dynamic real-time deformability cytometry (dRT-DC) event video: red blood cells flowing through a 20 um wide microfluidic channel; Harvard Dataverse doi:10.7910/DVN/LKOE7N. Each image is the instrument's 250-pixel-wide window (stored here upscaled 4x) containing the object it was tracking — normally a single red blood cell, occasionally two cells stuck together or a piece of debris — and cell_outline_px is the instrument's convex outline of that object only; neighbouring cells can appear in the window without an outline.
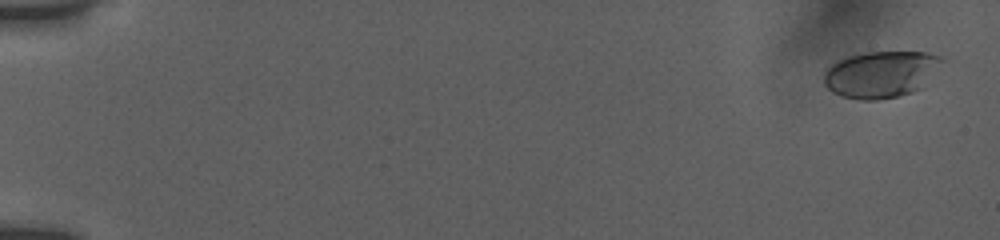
{"species": "human", "species_latin": "Homo sapiens", "temperature_condition": "room temperature", "stored_images_in_passage": 55, "camera_frame_rate_fps": 3000, "um_per_image_px": 0.085, "donor": {"sex": "female"}, "frame": {"image": 1, "passage_image": 2, "time_ms": 0.333, "image_size_px": [1000, 240], "cell_outline_px": [[944, 60], [920, 88], [912, 92], [896, 96], [876, 100], [860, 100], [840, 96], [832, 92], [824, 84], [824, 72], [836, 60], [848, 56], [864, 52], [924, 52], [940, 56]], "centroid_in_image_um": [74.82, 6.31], "position_along_channel_um": 10.2, "area_um2": 31.85}}
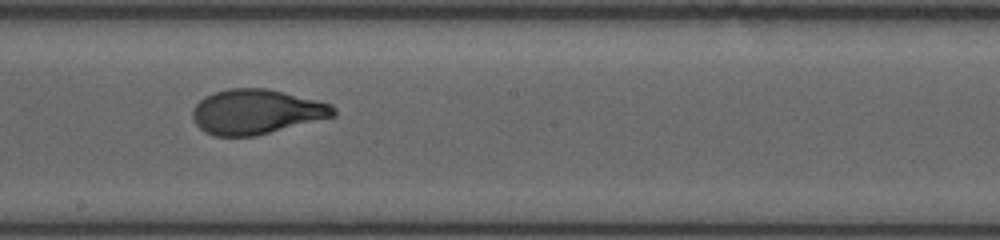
{"frame": {"image": 2, "passage_image": 33, "time_ms": 10.667, "image_size_px": [1000, 240], "cell_outline_px": [[336, 116], [256, 136], [216, 136], [204, 132], [196, 124], [192, 116], [192, 108], [204, 96], [212, 92], [228, 88], [268, 88], [332, 104], [336, 108]], "centroid_in_image_um": [21.78, 9.49], "position_along_channel_um": 226.4, "area_um2": 37.05}}
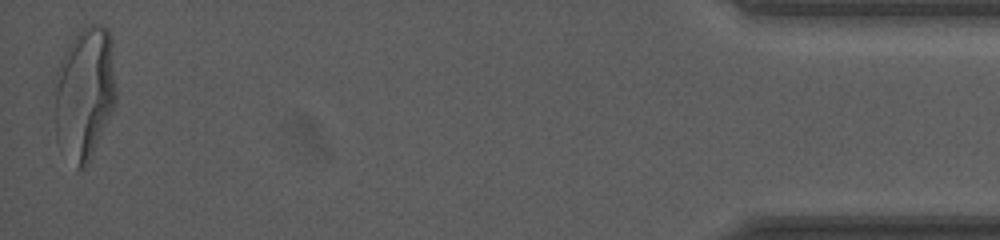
{"frame": {"image": 3, "passage_image": 55, "time_ms": 18.0, "image_size_px": [1000, 240], "cell_outline_px": [[116, 104], [88, 164], [84, 168], [76, 168], [56, 140], [52, 88], [52, 80], [60, 60], [72, 40], [80, 28], [88, 24], [100, 24], [108, 28], [112, 32], [116, 88]], "centroid_in_image_um": [7.18, 7.87], "position_along_channel_um": 428.0, "area_um2": 49.13}, "authors_computed_cell_mechanics": {"area_um2": 36.414, "velocity_mm_per_s": 3.828, "shape_relaxation_time_tau1_ms": 3.9687, "shape_relaxation_time_tau2_ms": null, "deformation_change_tau1": 0.1984, "deformation_change_tau2": null}}